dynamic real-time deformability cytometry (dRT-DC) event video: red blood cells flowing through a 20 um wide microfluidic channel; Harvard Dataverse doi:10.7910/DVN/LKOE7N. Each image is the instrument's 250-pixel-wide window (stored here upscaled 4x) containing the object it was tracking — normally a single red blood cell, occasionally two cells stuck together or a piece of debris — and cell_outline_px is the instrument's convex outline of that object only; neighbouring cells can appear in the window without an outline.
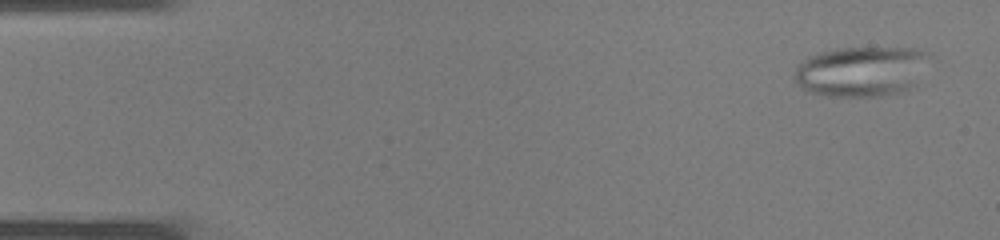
{"species": "common noctule bat (a hibernating species)", "species_latin": "Nyctalus noctula", "temperature_condition": "warm", "stored_images_in_passage": 37, "segment_of_instrument_passage": [1, 2], "camera_frame_rate_fps": 3000, "um_per_image_px": 0.085, "animal": {"sex": "male", "body_mass_g": 19.0, "forearm_length_mm": 50.8}, "frame": {"image": 1, "passage_image": 2, "time_ms": 0.333, "image_size_px": [1000, 240], "cell_outline_px": [[932, 56], [912, 84], [908, 88], [900, 92], [880, 96], [828, 96], [812, 92], [800, 88], [796, 80], [796, 64], [800, 60], [820, 52], [840, 48], [916, 48]], "centroid_in_image_um": [73.17, 6.05], "position_along_channel_um": 11.8, "area_um2": 39.07}}